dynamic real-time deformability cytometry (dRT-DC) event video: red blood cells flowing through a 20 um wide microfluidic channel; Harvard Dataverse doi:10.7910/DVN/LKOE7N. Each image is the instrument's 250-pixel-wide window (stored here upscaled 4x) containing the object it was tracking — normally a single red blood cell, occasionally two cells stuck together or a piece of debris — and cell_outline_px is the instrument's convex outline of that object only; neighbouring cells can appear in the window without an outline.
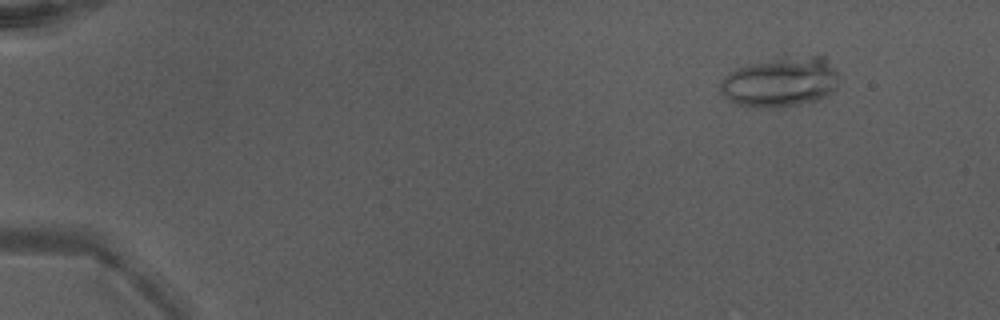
{"species": "Egyptian fruit bat (a non-hibernating species)", "species_latin": "Rousettus aegyptiacus", "temperature_condition": "warm", "stored_images_in_passage": 50, "camera_frame_rate_fps": 3000, "um_per_image_px": 0.085, "animal": {"sex": "male"}, "frame": {"image": 1, "passage_image": 6, "time_ms": 1.667, "image_size_px": [1000, 320], "cell_outline_px": [[836, 88], [828, 96], [816, 100], [796, 104], [764, 108], [740, 104], [728, 100], [720, 92], [720, 80], [728, 72], [736, 68], [752, 64], [812, 56], [824, 56], [836, 72]], "centroid_in_image_um": [66.3, 7.0], "position_along_channel_um": 18.7, "area_um2": 33.35}}
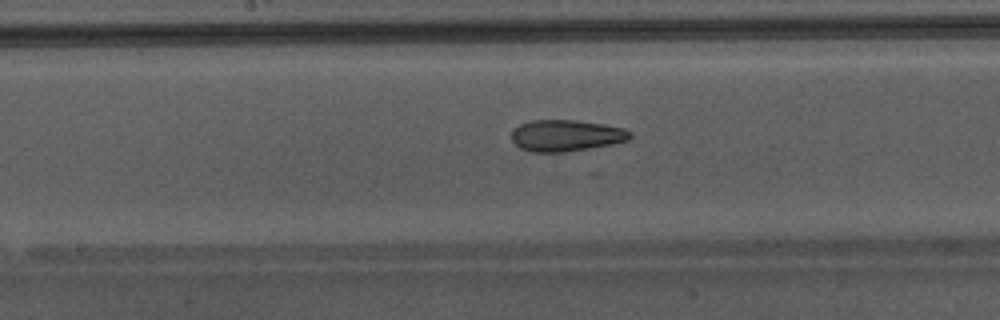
{"frame": {"image": 2, "passage_image": 28, "time_ms": 9.0, "image_size_px": [1000, 320], "cell_outline_px": [[632, 136], [628, 140], [612, 144], [564, 152], [532, 152], [520, 148], [512, 140], [512, 132], [520, 124], [532, 120], [576, 120], [604, 124], [624, 128], [632, 132]], "centroid_in_image_um": [48.14, 11.52], "position_along_channel_um": 200.1, "area_um2": 21.68}}
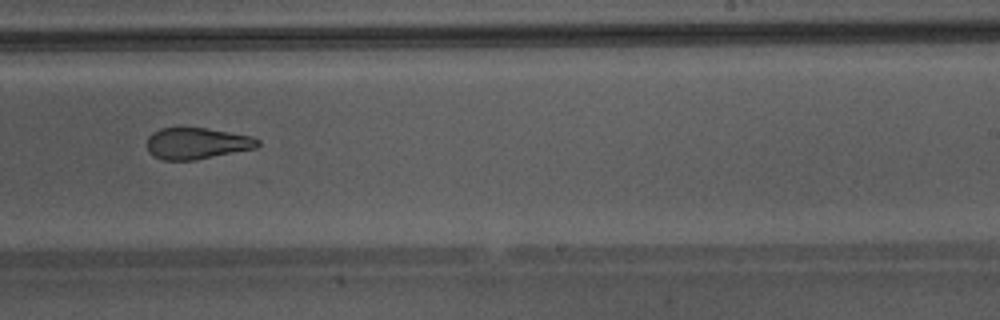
{"frame": {"image": 3, "passage_image": 33, "time_ms": 10.667, "image_size_px": [1000, 320], "cell_outline_px": [[260, 144], [256, 148], [196, 160], [164, 160], [148, 152], [148, 136], [152, 132], [160, 128], [208, 128], [252, 136], [260, 140]], "centroid_in_image_um": [16.76, 12.18], "position_along_channel_um": 272.2, "area_um2": 20.29}, "authors_computed_cell_mechanics": {"area_um2": 23.2934, "velocity_mm_per_s": 4.3493, "shape_relaxation_time_tau1_ms": null, "shape_relaxation_time_tau2_ms": 2.1882, "deformation_change_tau1": null, "deformation_change_tau2": 0.1089}}